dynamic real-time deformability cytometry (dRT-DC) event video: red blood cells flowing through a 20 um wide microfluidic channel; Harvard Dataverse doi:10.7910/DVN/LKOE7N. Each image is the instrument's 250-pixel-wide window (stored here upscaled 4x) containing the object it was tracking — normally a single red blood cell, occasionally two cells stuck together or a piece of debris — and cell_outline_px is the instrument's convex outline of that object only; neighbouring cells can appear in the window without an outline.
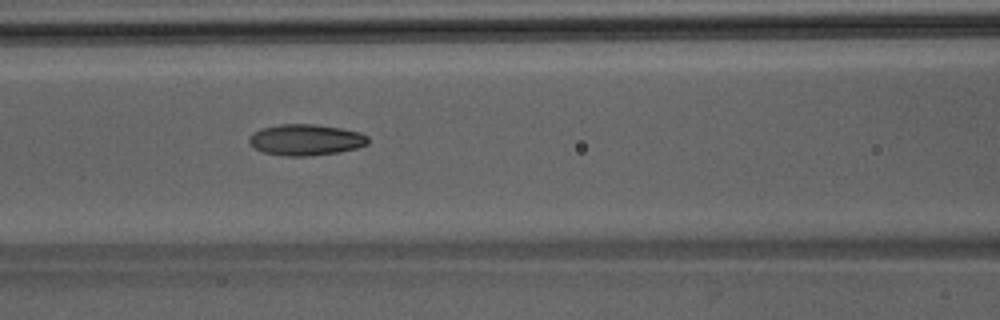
{"species": "Egyptian fruit bat (a non-hibernating species)", "species_latin": "Rousettus aegyptiacus", "temperature_condition": "room temperature", "stored_images_in_passage": 44, "camera_frame_rate_fps": 3000, "um_per_image_px": 0.085, "animal": {"sex": "male"}, "frame": {"image": 1, "passage_image": 16, "time_ms": 5.0, "image_size_px": [1000, 320], "cell_outline_px": [[368, 144], [356, 148], [340, 152], [308, 156], [284, 156], [264, 152], [256, 148], [248, 140], [248, 136], [260, 128], [280, 124], [312, 124], [340, 128], [360, 132], [368, 136]], "centroid_in_image_um": [25.99, 11.88], "position_along_channel_um": 140.6, "area_um2": 21.56}}
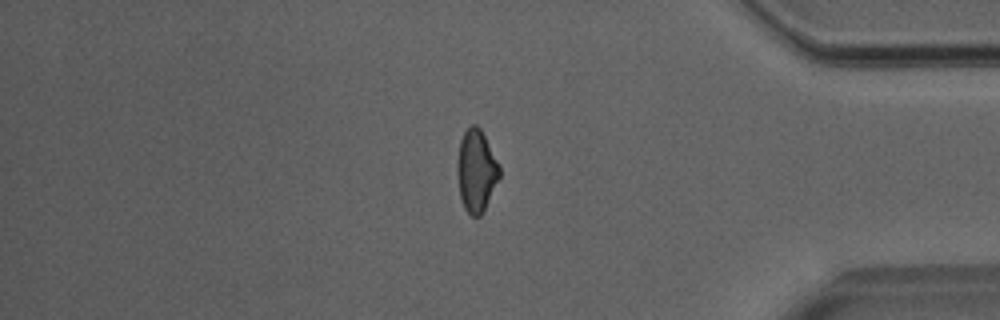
{"frame": {"image": 2, "passage_image": 36, "time_ms": 11.667, "image_size_px": [1000, 320], "cell_outline_px": [[500, 176], [480, 216], [472, 216], [464, 208], [460, 196], [456, 172], [456, 168], [460, 140], [464, 132], [472, 124], [476, 124], [480, 128], [500, 168]], "centroid_in_image_um": [40.45, 14.51], "position_along_channel_um": 394.7, "area_um2": 19.83}}
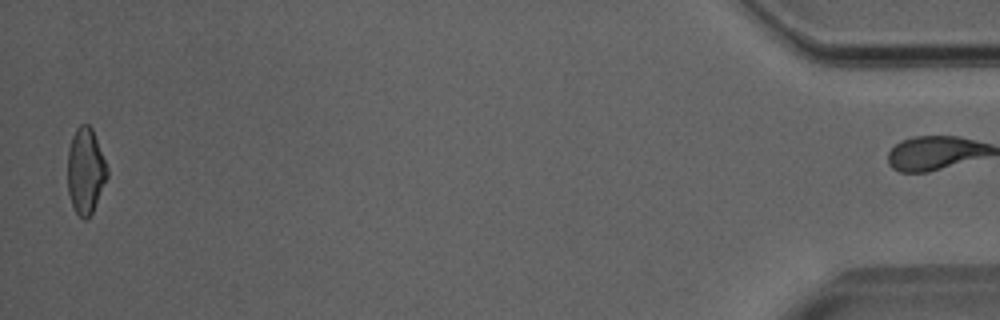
{"frame": {"image": 3, "passage_image": 43, "time_ms": 14.0, "image_size_px": [1000, 320], "cell_outline_px": [[108, 176], [92, 212], [88, 220], [84, 220], [76, 212], [72, 204], [68, 192], [68, 148], [72, 136], [76, 128], [80, 124], [88, 124], [92, 128], [108, 168]], "centroid_in_image_um": [7.27, 14.51], "position_along_channel_um": 427.9, "area_um2": 19.77}}